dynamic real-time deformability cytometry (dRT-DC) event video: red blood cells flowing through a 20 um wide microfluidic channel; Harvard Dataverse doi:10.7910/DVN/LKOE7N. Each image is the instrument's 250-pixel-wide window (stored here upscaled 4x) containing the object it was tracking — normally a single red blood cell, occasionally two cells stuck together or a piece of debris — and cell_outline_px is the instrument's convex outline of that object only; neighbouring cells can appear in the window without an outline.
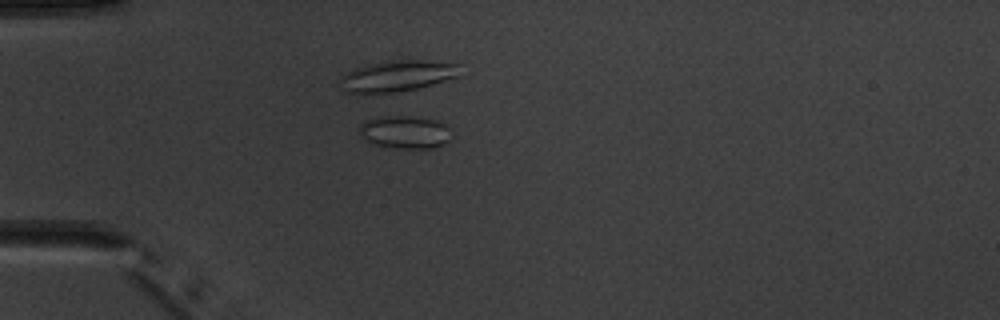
{"species": "common noctule bat (a hibernating species)", "species_latin": "Nyctalus noctula", "temperature_condition": "warm", "stored_images_in_passage": 5, "camera_frame_rate_fps": 3000, "um_per_image_px": 0.085, "animal": {"sex": "male", "body_mass_g": 20.1, "forearm_length_mm": 53.5}, "frame": {"image": 1, "passage_image": 4, "time_ms": 3.667, "image_size_px": [1000, 320], "cell_outline_px": [[448, 140], [432, 148], [396, 148], [376, 144], [364, 140], [360, 136], [356, 128], [364, 120], [376, 116], [408, 116], [436, 120], [444, 124], [448, 128]], "centroid_in_image_um": [34.29, 11.21], "position_along_channel_um": 50.7, "area_um2": 17.57}}